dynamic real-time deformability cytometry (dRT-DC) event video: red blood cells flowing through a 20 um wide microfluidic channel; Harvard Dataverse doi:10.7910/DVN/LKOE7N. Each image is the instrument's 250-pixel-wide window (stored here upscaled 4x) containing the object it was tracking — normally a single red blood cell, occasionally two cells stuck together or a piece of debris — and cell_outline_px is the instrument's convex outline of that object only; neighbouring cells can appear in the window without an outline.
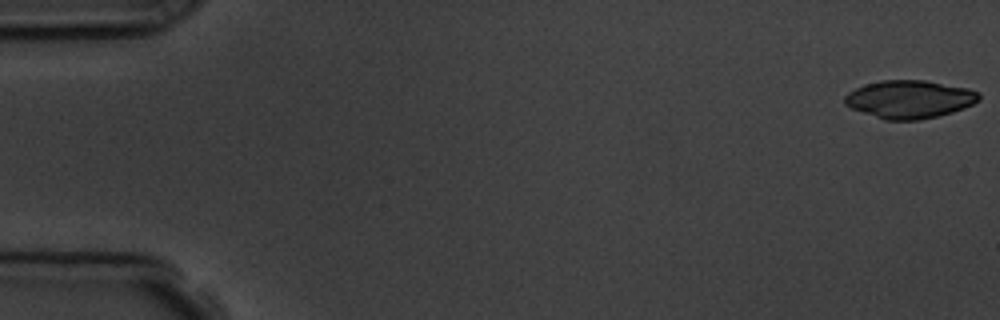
{"species": "common noctule bat (a hibernating species)", "species_latin": "Nyctalus noctula", "temperature_condition": "room temperature", "stored_images_in_passage": 5, "camera_frame_rate_fps": 3000, "um_per_image_px": 0.085, "animal": {"sex": "male", "body_mass_g": 19.5, "forearm_length_mm": 54.6}, "frame": {"image": 1, "passage_image": 1, "time_ms": 0.0, "image_size_px": [1000, 320], "cell_outline_px": [[980, 100], [964, 108], [952, 112], [920, 120], [884, 120], [852, 108], [844, 104], [844, 96], [848, 92], [864, 84], [880, 80], [924, 80], [968, 88], [980, 92]], "centroid_in_image_um": [77.3, 8.43], "position_along_channel_um": 7.7, "area_um2": 29.77}}